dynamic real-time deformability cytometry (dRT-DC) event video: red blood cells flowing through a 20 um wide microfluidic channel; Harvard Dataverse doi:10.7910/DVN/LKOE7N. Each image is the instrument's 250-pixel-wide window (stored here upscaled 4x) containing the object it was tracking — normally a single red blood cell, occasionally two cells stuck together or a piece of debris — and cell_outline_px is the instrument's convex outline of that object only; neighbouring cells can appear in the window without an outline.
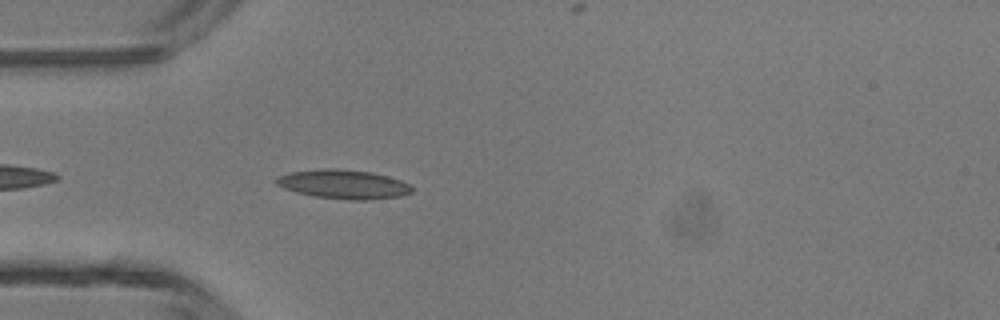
{"species": "common noctule bat (a hibernating species)", "species_latin": "Nyctalus noctula", "temperature_condition": "room temperature", "stored_images_in_passage": 30, "camera_frame_rate_fps": 3000, "um_per_image_px": 0.085, "animal": {"sex": "male", "body_mass_g": 13.3}, "frame": {"image": 1, "passage_image": 3, "time_ms": 0.667, "image_size_px": [1000, 320], "cell_outline_px": [[412, 192], [400, 196], [364, 200], [348, 200], [312, 196], [296, 192], [284, 188], [276, 184], [272, 180], [276, 176], [288, 172], [324, 168], [336, 168], [372, 172], [400, 180], [408, 184], [412, 188]], "centroid_in_image_um": [29.12, 15.65], "position_along_channel_um": 55.9, "area_um2": 23.12}}
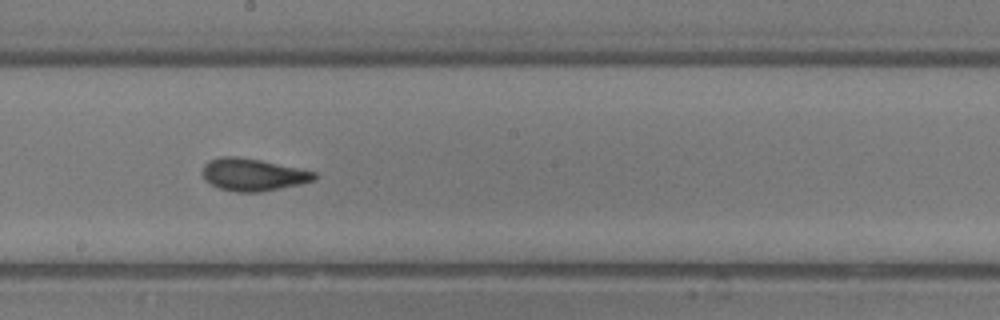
{"frame": {"image": 2, "passage_image": 15, "time_ms": 4.667, "image_size_px": [1000, 320], "cell_outline_px": [[316, 180], [300, 184], [260, 192], [236, 192], [220, 188], [204, 180], [204, 164], [208, 160], [220, 156], [236, 156], [260, 160], [316, 172]], "centroid_in_image_um": [21.5, 14.84], "position_along_channel_um": 226.7, "area_um2": 20.92}}
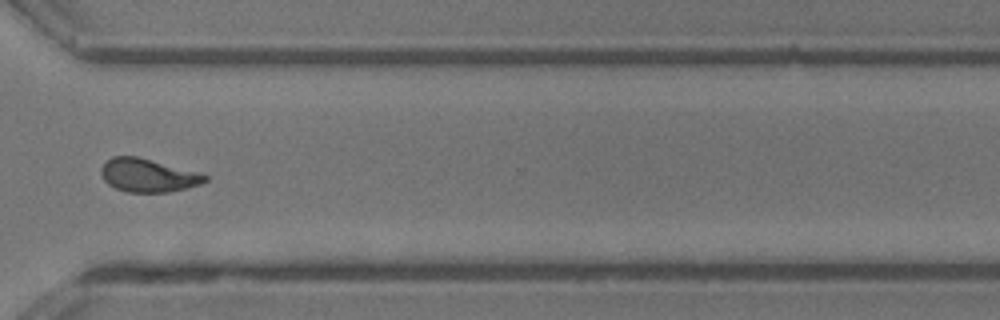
{"frame": {"image": 3, "passage_image": 24, "time_ms": 7.667, "image_size_px": [1000, 320], "cell_outline_px": [[208, 180], [200, 184], [168, 192], [128, 192], [116, 188], [108, 184], [104, 180], [100, 172], [100, 168], [112, 156], [136, 156], [200, 172], [208, 176]], "centroid_in_image_um": [12.58, 14.9], "position_along_channel_um": 358.0, "area_um2": 20.06}, "authors_computed_cell_mechanics": {"area_um2": 20.2011, "velocity_mm_per_s": 4.3894, "shape_relaxation_time_tau1_ms": 4.1616, "shape_relaxation_time_tau2_ms": 1.3505, "deformation_change_tau1": 0.1849, "deformation_change_tau2": 0.0831}}